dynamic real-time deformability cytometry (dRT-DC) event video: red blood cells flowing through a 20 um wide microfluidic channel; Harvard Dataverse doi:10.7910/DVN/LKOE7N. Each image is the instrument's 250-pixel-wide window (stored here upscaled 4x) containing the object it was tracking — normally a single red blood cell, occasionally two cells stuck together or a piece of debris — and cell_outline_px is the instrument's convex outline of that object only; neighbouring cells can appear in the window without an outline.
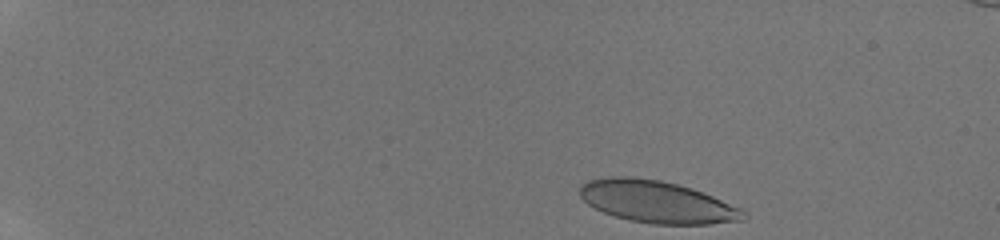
{"species": "human", "species_latin": "Homo sapiens", "temperature_condition": "room temperature", "stored_images_in_passage": 41, "camera_frame_rate_fps": 3000, "um_per_image_px": 0.085, "donor": {"sex": "male"}, "frame": {"image": 1, "passage_image": 1, "time_ms": 0.0, "image_size_px": [1000, 240], "cell_outline_px": [[748, 216], [744, 220], [708, 224], [652, 224], [632, 220], [616, 216], [604, 212], [588, 204], [580, 196], [580, 184], [588, 180], [608, 176], [628, 176], [660, 180], [692, 188], [712, 196], [740, 208]], "centroid_in_image_um": [55.82, 17.14], "position_along_channel_um": 29.2, "area_um2": 39.88}}
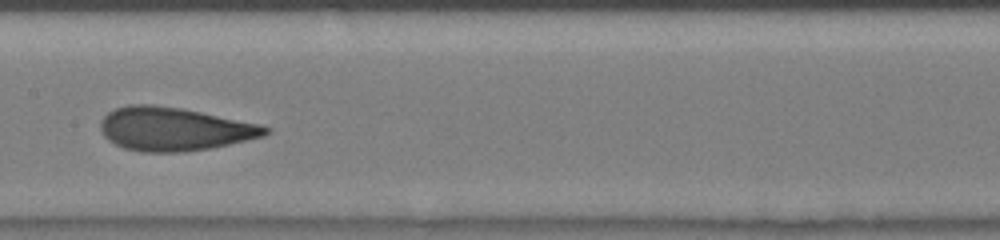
{"frame": {"image": 2, "passage_image": 22, "time_ms": 7.0, "image_size_px": [1000, 240], "cell_outline_px": [[272, 132], [264, 136], [248, 140], [212, 148], [184, 152], [140, 152], [124, 148], [108, 140], [104, 136], [100, 128], [100, 120], [108, 112], [116, 108], [128, 104], [152, 104], [184, 108], [260, 124], [272, 128]], "centroid_in_image_um": [14.82, 10.96], "position_along_channel_um": 192.6, "area_um2": 42.19}}
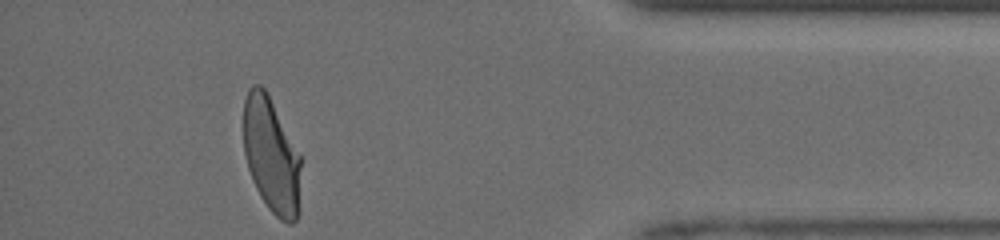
{"frame": {"image": 3, "passage_image": 41, "time_ms": 13.0, "image_size_px": [1000, 240], "cell_outline_px": [[300, 212], [296, 220], [292, 224], [288, 224], [280, 220], [268, 208], [260, 196], [252, 180], [248, 168], [244, 152], [244, 100], [248, 88], [252, 84], [260, 84], [264, 88], [300, 156]], "centroid_in_image_um": [23.06, 13.27], "position_along_channel_um": 412.1, "area_um2": 38.44}, "authors_computed_cell_mechanics": {"area_um2": 40.46, "velocity_mm_per_s": 4.1642, "shape_relaxation_time_tau1_ms": 5.3422, "shape_relaxation_time_tau2_ms": 0.89, "deformation_change_tau1": 0.1848, "deformation_change_tau2": 0.0716}}